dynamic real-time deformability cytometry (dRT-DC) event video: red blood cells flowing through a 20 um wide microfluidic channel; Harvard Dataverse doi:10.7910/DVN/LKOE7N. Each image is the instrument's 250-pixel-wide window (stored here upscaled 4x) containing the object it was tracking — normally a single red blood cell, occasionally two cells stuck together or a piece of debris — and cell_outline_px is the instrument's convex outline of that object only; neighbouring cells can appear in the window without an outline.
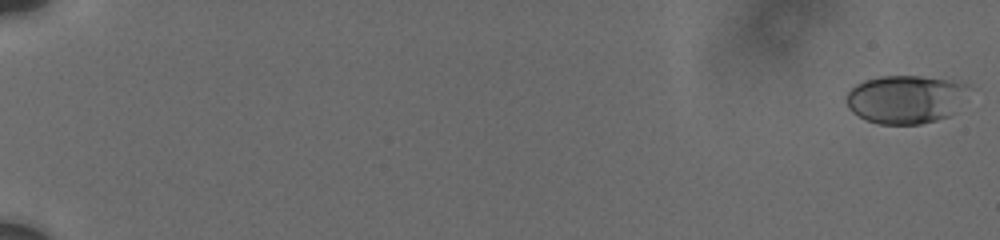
{"species": "human", "species_latin": "Homo sapiens", "temperature_condition": "cold", "stored_images_in_passage": 38, "camera_frame_rate_fps": 3000, "um_per_image_px": 0.085, "donor": {"sex": "male"}, "frame": {"image": 1, "passage_image": 1, "time_ms": 0.0, "image_size_px": [1000, 240], "cell_outline_px": [[968, 84], [948, 116], [936, 120], [920, 124], [880, 124], [864, 120], [852, 112], [848, 108], [844, 100], [848, 92], [856, 84], [864, 80], [880, 76], [920, 76], [952, 80]], "centroid_in_image_um": [76.83, 8.43], "position_along_channel_um": 8.2, "area_um2": 33.87}}
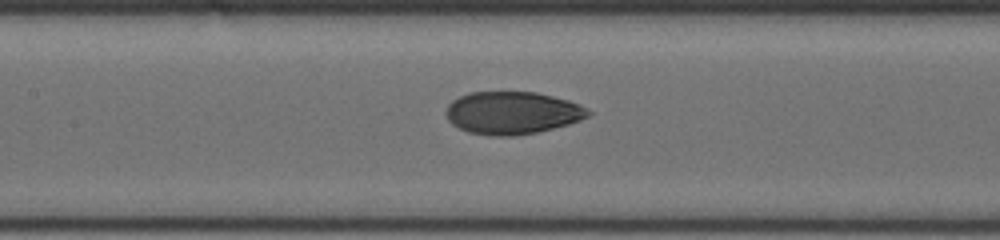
{"frame": {"image": 2, "passage_image": 19, "time_ms": 10.0, "image_size_px": [1000, 240], "cell_outline_px": [[592, 112], [588, 116], [580, 120], [568, 124], [536, 132], [516, 136], [492, 136], [468, 132], [452, 124], [448, 120], [444, 112], [448, 104], [452, 100], [468, 92], [536, 92], [568, 100]], "centroid_in_image_um": [43.49, 9.59], "position_along_channel_um": 163.9, "area_um2": 35.2}}
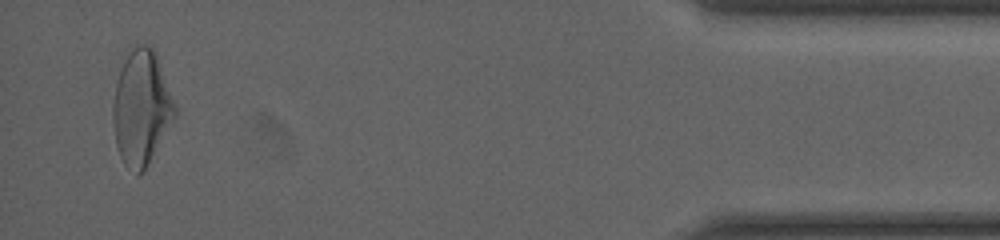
{"frame": {"image": 3, "passage_image": 37, "time_ms": 18.667, "image_size_px": [1000, 240], "cell_outline_px": [[176, 116], [144, 168], [136, 176], [124, 164], [120, 156], [116, 144], [112, 120], [112, 104], [120, 56], [128, 48], [136, 44], [148, 44], [156, 52], [176, 108]], "centroid_in_image_um": [11.96, 9.04], "position_along_channel_um": 423.2, "area_um2": 41.85}, "authors_computed_cell_mechanics": {"area_um2": 35.1713, "velocity_mm_per_s": 3.7339, "shape_relaxation_time_tau1_ms": 3.542, "shape_relaxation_time_tau2_ms": 1.3337, "deformation_change_tau1": 0.1543, "deformation_change_tau2": 0.0547}}